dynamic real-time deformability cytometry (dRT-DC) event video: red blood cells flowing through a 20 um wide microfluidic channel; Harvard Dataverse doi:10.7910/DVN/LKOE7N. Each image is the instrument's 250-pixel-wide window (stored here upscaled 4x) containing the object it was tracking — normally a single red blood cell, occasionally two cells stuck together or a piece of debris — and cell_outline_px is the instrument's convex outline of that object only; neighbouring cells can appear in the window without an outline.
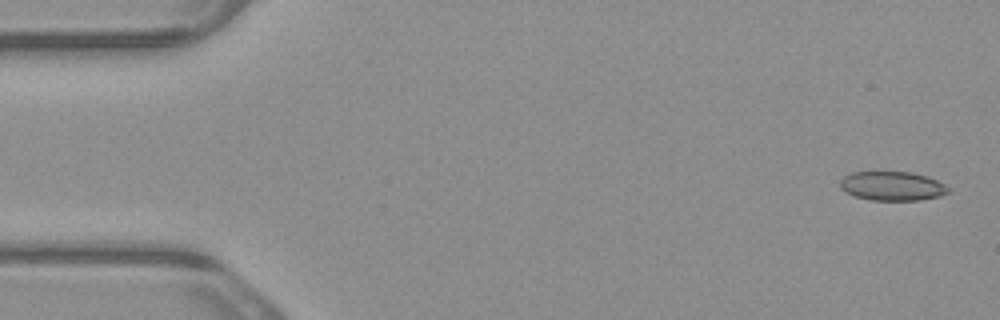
{"species": "common noctule bat (a hibernating species)", "species_latin": "Nyctalus noctula", "temperature_condition": "warm", "stored_images_in_passage": 4, "camera_frame_rate_fps": 3000, "um_per_image_px": 0.085, "animal": {"sex": "male", "body_mass_g": 23.1, "forearm_length_mm": 52.7}, "frame": {"image": 1, "passage_image": 1, "time_ms": 0.0, "image_size_px": [1000, 320], "cell_outline_px": [[952, 192], [940, 196], [920, 200], [868, 200], [844, 192], [840, 188], [840, 180], [844, 176], [852, 172], [912, 172], [928, 176], [952, 188]], "centroid_in_image_um": [75.87, 15.81], "position_along_channel_um": 9.1, "area_um2": 18.61}}
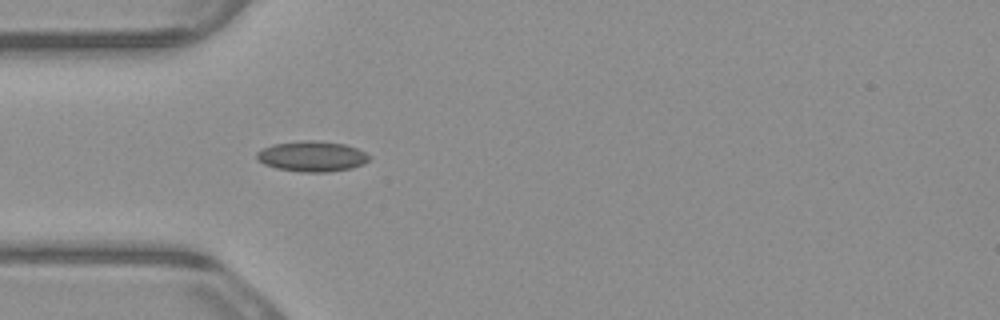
{"frame": {"image": 2, "passage_image": 4, "time_ms": 1.0, "image_size_px": [1000, 320], "cell_outline_px": [[372, 156], [364, 164], [352, 168], [328, 172], [304, 172], [276, 168], [264, 164], [256, 160], [256, 152], [272, 144], [304, 140], [312, 140], [344, 144], [356, 148]], "centroid_in_image_um": [26.51, 13.29], "position_along_channel_um": 58.5, "area_um2": 20.0}}